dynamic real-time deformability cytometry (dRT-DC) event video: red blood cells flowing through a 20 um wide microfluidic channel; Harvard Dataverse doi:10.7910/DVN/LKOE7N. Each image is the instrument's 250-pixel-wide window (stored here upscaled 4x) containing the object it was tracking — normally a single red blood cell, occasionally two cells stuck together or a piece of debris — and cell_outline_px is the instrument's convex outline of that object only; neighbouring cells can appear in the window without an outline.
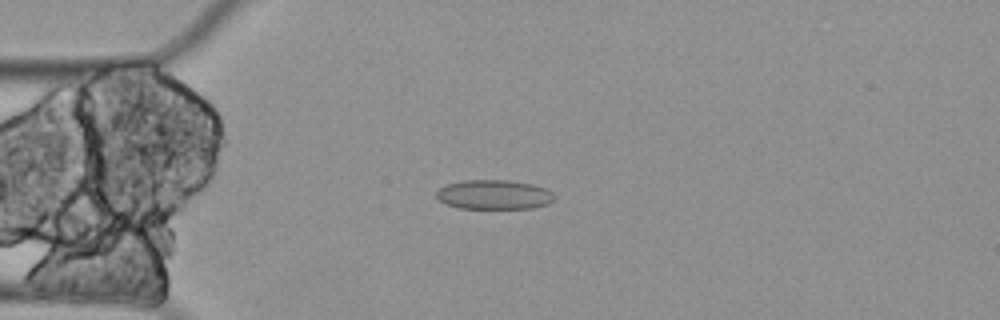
{"species": "Egyptian fruit bat (a non-hibernating species)", "species_latin": "Rousettus aegyptiacus", "temperature_condition": "cold", "stored_images_in_passage": 10, "camera_frame_rate_fps": 3000, "um_per_image_px": 0.085, "animal": {"sex": "female"}, "frame": {"image": 1, "passage_image": 3, "time_ms": 0.667, "image_size_px": [1000, 320], "cell_outline_px": [[556, 196], [548, 204], [532, 208], [460, 208], [444, 204], [436, 196], [436, 192], [440, 188], [448, 184], [464, 180], [508, 180], [532, 184], [544, 188], [552, 192]], "centroid_in_image_um": [41.99, 16.54], "position_along_channel_um": 43.0, "area_um2": 20.17}}
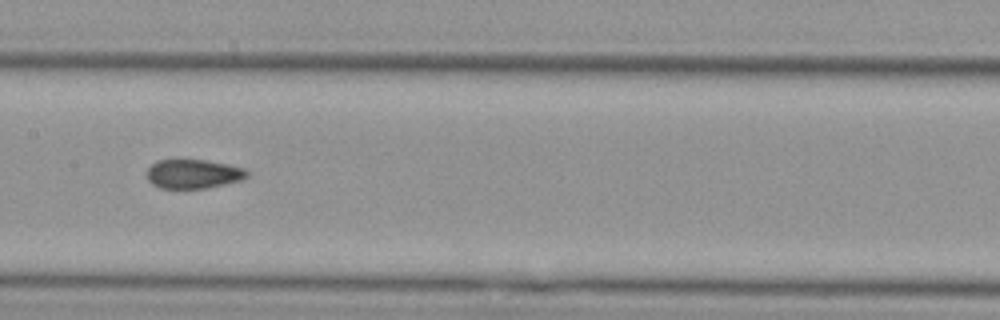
{"frame": {"image": 2, "passage_image": 7, "time_ms": 2.0, "image_size_px": [1000, 320], "cell_outline_px": [[248, 176], [244, 180], [204, 188], [160, 188], [152, 184], [148, 180], [148, 168], [156, 160], [176, 156], [204, 160], [228, 164], [244, 168], [248, 172]], "centroid_in_image_um": [16.4, 14.73], "position_along_channel_um": 191.0, "area_um2": 17.63}}
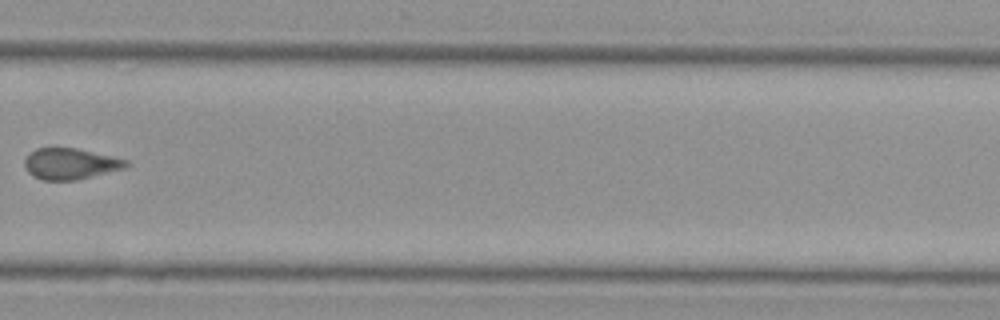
{"frame": {"image": 3, "passage_image": 10, "time_ms": 3.0, "image_size_px": [1000, 320], "cell_outline_px": [[128, 164], [124, 168], [76, 180], [40, 180], [32, 176], [24, 168], [24, 160], [36, 148], [56, 144], [76, 148], [112, 156], [128, 160]], "centroid_in_image_um": [5.91, 13.88], "position_along_channel_um": 323.9, "area_um2": 18.84}}